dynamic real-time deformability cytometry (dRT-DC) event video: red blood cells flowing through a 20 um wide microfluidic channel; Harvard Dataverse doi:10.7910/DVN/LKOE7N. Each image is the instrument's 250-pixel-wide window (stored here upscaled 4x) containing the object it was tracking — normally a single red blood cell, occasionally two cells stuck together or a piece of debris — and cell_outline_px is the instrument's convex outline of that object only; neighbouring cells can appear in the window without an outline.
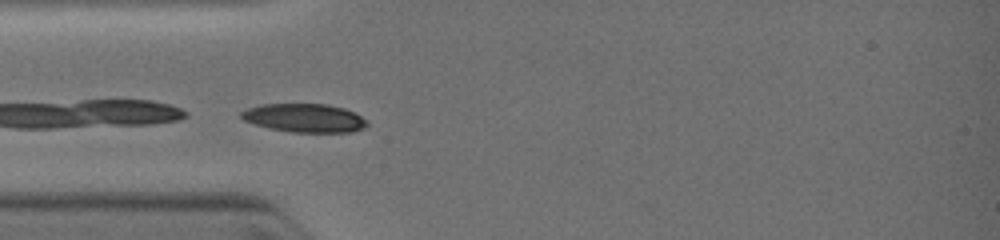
{"species": "common noctule bat (a hibernating species)", "species_latin": "Nyctalus noctula", "temperature_condition": "warm", "stored_images_in_passage": 11, "camera_frame_rate_fps": 3000, "um_per_image_px": 0.085, "animal": {"sex": "female", "body_mass_g": 19.0, "forearm_length_mm": 51.5}, "frame": {"image": 1, "passage_image": 5, "time_ms": 0.667, "image_size_px": [1000, 240], "cell_outline_px": [[368, 124], [364, 128], [352, 132], [292, 132], [268, 128], [244, 120], [240, 116], [240, 112], [248, 108], [260, 104], [328, 104], [344, 108], [360, 116]], "centroid_in_image_um": [25.86, 10.02], "position_along_channel_um": 59.1, "area_um2": 20.81}}